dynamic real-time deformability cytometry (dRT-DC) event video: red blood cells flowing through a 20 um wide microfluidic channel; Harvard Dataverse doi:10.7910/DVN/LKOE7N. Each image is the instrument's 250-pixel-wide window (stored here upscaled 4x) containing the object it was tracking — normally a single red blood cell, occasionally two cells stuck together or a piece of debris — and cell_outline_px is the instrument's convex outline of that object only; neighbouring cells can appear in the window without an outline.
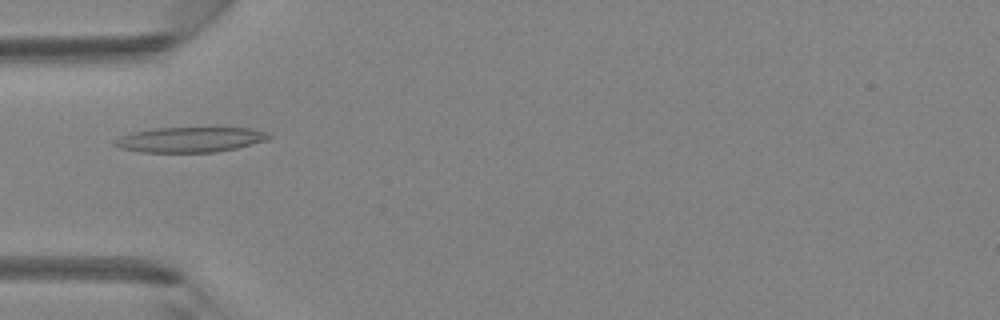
{"species": "Egyptian fruit bat (a non-hibernating species)", "species_latin": "Rousettus aegyptiacus", "temperature_condition": "room temperature", "stored_images_in_passage": 44, "camera_frame_rate_fps": 3000, "um_per_image_px": 0.085, "animal": {"sex": "female"}, "frame": {"image": 1, "passage_image": 14, "time_ms": 4.333, "image_size_px": [1000, 320], "cell_outline_px": [[272, 136], [268, 140], [236, 148], [216, 152], [140, 152], [120, 148], [112, 144], [120, 136], [132, 132], [156, 128], [252, 128], [268, 132]], "centroid_in_image_um": [16.18, 11.87], "position_along_channel_um": 68.8, "area_um2": 22.6}}
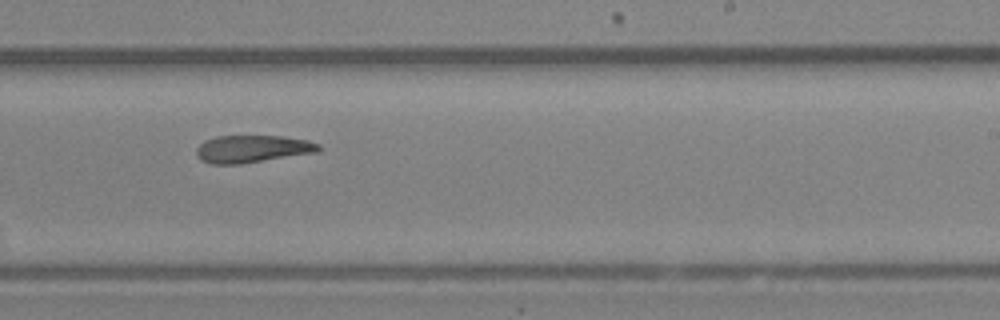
{"frame": {"image": 2, "passage_image": 27, "time_ms": 8.667, "image_size_px": [1000, 320], "cell_outline_px": [[320, 152], [240, 164], [212, 164], [200, 160], [196, 156], [196, 148], [204, 140], [216, 136], [280, 136], [308, 140], [320, 144]], "centroid_in_image_um": [21.44, 12.66], "position_along_channel_um": 267.6, "area_um2": 19.71}}
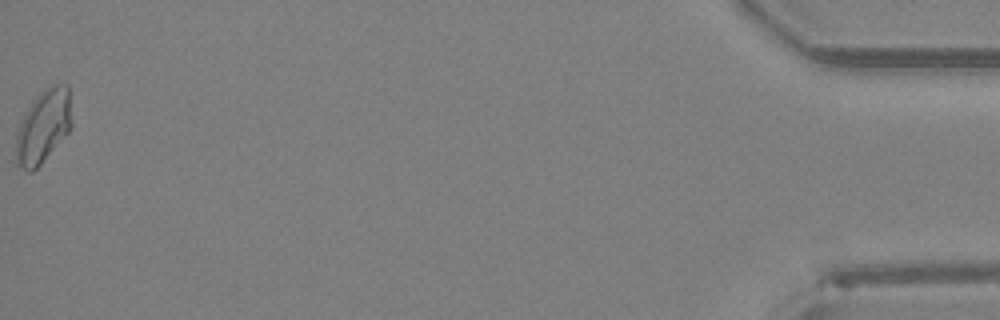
{"frame": {"image": 3, "passage_image": 44, "time_ms": 14.333, "image_size_px": [1000, 320], "cell_outline_px": [[72, 128], [40, 164], [32, 172], [28, 172], [20, 168], [16, 164], [16, 136], [20, 124], [32, 100], [44, 88], [52, 84], [68, 84], [72, 124]], "centroid_in_image_um": [3.69, 10.73], "position_along_channel_um": 431.5, "area_um2": 23.76}}